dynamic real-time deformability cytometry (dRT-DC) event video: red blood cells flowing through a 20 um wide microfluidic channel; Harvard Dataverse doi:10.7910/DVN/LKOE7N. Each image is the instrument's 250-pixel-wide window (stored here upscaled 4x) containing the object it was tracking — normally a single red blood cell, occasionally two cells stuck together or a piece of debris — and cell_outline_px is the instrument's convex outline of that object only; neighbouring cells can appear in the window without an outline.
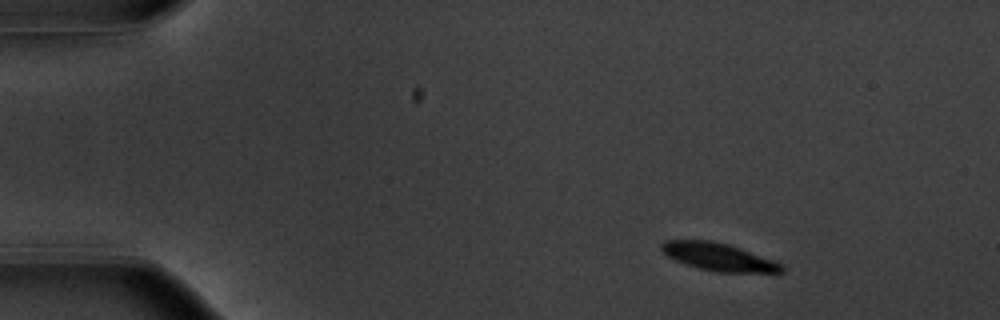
{"species": "common noctule bat (a hibernating species)", "species_latin": "Nyctalus noctula", "temperature_condition": "warm", "stored_images_in_passage": 48, "camera_frame_rate_fps": 3000, "um_per_image_px": 0.085, "animal": {"sex": "male", "body_mass_g": 20.1, "forearm_length_mm": 53.5}, "frame": {"image": 1, "passage_image": 1, "time_ms": 0.0, "image_size_px": [1000, 320], "cell_outline_px": [[784, 272], [716, 272], [700, 268], [676, 260], [668, 256], [660, 248], [660, 244], [664, 240], [712, 240], [728, 244], [740, 248], [772, 260], [780, 264], [784, 268]], "centroid_in_image_um": [61.04, 21.82], "position_along_channel_um": 24.0, "area_um2": 19.02}}
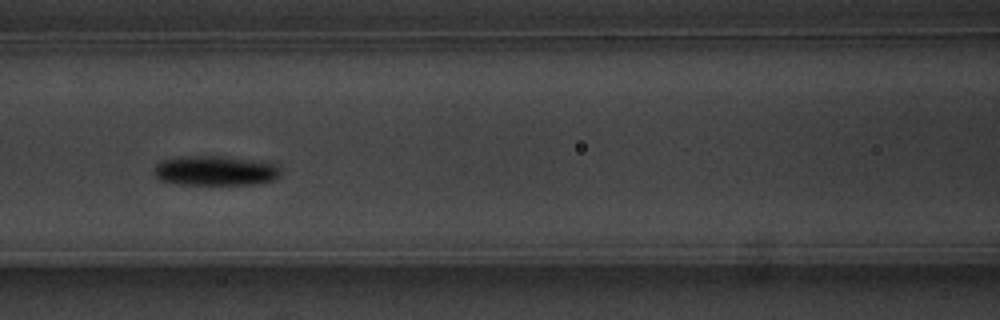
{"frame": {"image": 2, "passage_image": 18, "time_ms": 5.667, "image_size_px": [1000, 320], "cell_outline_px": [[280, 176], [272, 180], [252, 184], [180, 184], [160, 180], [152, 172], [152, 168], [160, 160], [176, 156], [228, 156], [276, 164], [280, 168]], "centroid_in_image_um": [18.24, 14.49], "position_along_channel_um": 148.4, "area_um2": 22.14}}
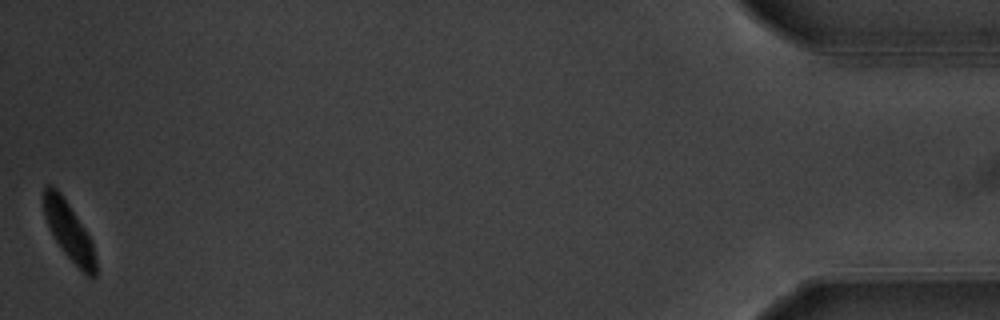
{"frame": {"image": 3, "passage_image": 48, "time_ms": 15.667, "image_size_px": [1000, 320], "cell_outline_px": [[96, 276], [88, 276], [64, 252], [56, 240], [44, 216], [44, 188], [48, 184], [52, 184], [60, 192], [92, 240], [96, 260]], "centroid_in_image_um": [5.87, 19.62], "position_along_channel_um": 429.3, "area_um2": 16.99}, "authors_computed_cell_mechanics": {"area_um2": 20.519, "velocity_mm_per_s": 3.6963, "shape_relaxation_time_tau1_ms": 1.5449, "shape_relaxation_time_tau2_ms": null, "deformation_change_tau1": 0.1323, "deformation_change_tau2": null}}